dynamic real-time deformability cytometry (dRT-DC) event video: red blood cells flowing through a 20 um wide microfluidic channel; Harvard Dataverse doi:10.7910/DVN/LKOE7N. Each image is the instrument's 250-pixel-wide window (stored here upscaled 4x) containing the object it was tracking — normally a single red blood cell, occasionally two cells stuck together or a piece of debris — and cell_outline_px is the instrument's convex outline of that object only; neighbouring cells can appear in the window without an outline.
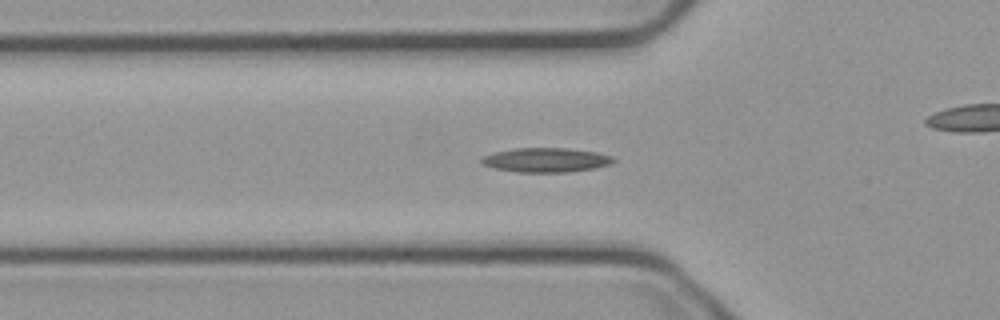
{"species": "common noctule bat (a hibernating species)", "species_latin": "Nyctalus noctula", "temperature_condition": "cold", "stored_images_in_passage": 55, "camera_frame_rate_fps": 3000, "um_per_image_px": 0.085, "animal": {"sex": "male", "body_mass_g": 23.1, "forearm_length_mm": 52.7}, "frame": {"image": 1, "passage_image": 18, "time_ms": 5.667, "image_size_px": [1000, 320], "cell_outline_px": [[616, 160], [612, 164], [596, 168], [568, 172], [516, 172], [496, 168], [484, 164], [480, 160], [484, 156], [496, 152], [516, 148], [564, 148], [596, 152], [612, 156]], "centroid_in_image_um": [46.47, 13.6], "position_along_channel_um": 79.3, "area_um2": 18.55}}
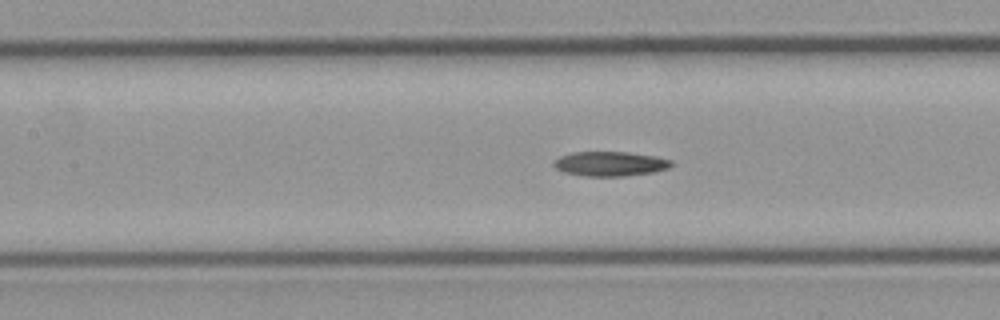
{"frame": {"image": 2, "passage_image": 24, "time_ms": 7.667, "image_size_px": [1000, 320], "cell_outline_px": [[672, 164], [668, 168], [652, 172], [624, 176], [588, 176], [564, 172], [556, 168], [552, 164], [560, 156], [572, 152], [628, 152], [656, 156], [672, 160]], "centroid_in_image_um": [51.87, 13.91], "position_along_channel_um": 155.5, "area_um2": 16.7}}
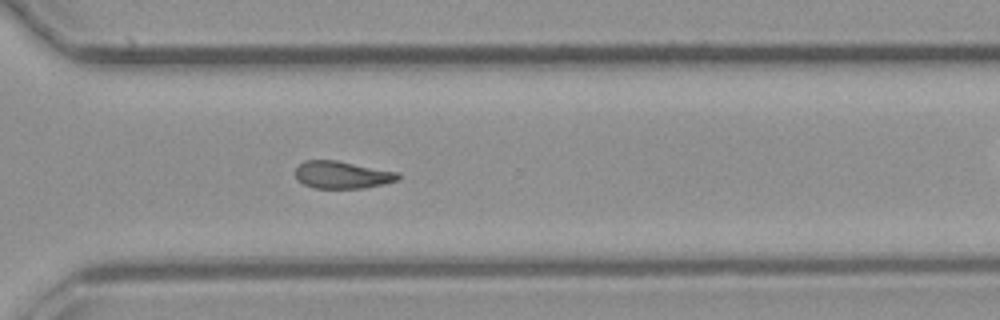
{"frame": {"image": 3, "passage_image": 39, "time_ms": 12.667, "image_size_px": [1000, 320], "cell_outline_px": [[400, 180], [384, 184], [364, 188], [312, 188], [296, 180], [296, 168], [304, 160], [336, 160], [400, 172]], "centroid_in_image_um": [29.11, 14.86], "position_along_channel_um": 341.5, "area_um2": 16.59}}